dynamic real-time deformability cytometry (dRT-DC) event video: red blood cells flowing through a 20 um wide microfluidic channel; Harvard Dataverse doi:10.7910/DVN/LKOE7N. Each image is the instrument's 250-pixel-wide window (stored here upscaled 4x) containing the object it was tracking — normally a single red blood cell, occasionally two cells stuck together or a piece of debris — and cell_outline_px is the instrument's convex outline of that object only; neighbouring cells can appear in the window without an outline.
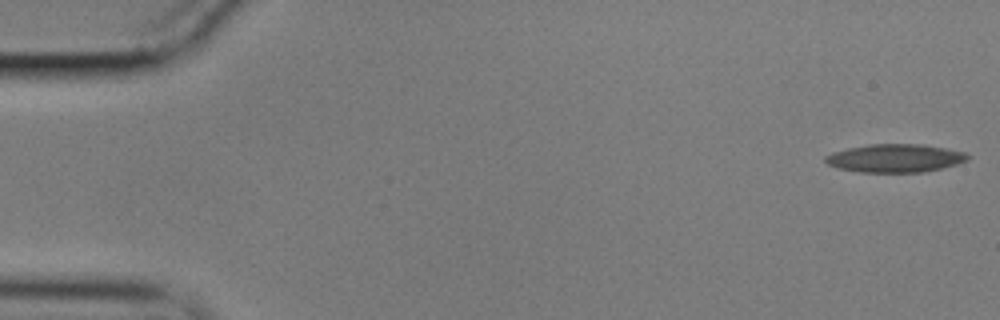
{"species": "common noctule bat (a hibernating species)", "species_latin": "Nyctalus noctula", "temperature_condition": "cold", "stored_images_in_passage": 56, "camera_frame_rate_fps": 3000, "um_per_image_px": 0.085, "animal": {"sex": "male", "body_mass_g": 17.9}, "frame": {"image": 1, "passage_image": 1, "time_ms": 0.0, "image_size_px": [1000, 320], "cell_outline_px": [[972, 156], [968, 160], [956, 164], [924, 172], [860, 172], [840, 168], [828, 164], [824, 160], [824, 156], [832, 152], [848, 148], [868, 144], [924, 144], [964, 152]], "centroid_in_image_um": [76.09, 13.44], "position_along_channel_um": 8.9, "area_um2": 23.35}}
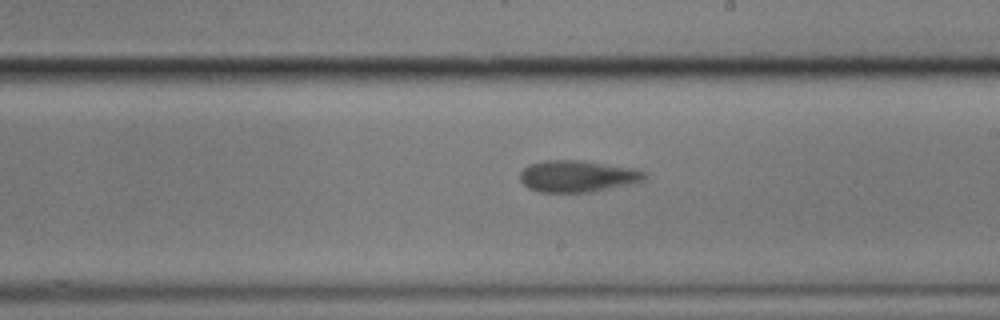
{"frame": {"image": 2, "passage_image": 32, "time_ms": 10.333, "image_size_px": [1000, 320], "cell_outline_px": [[648, 176], [644, 180], [632, 184], [592, 192], [540, 192], [528, 188], [520, 180], [520, 172], [528, 164], [548, 160], [580, 160], [636, 168], [648, 172]], "centroid_in_image_um": [49.14, 14.98], "position_along_channel_um": 239.9, "area_um2": 23.29}}
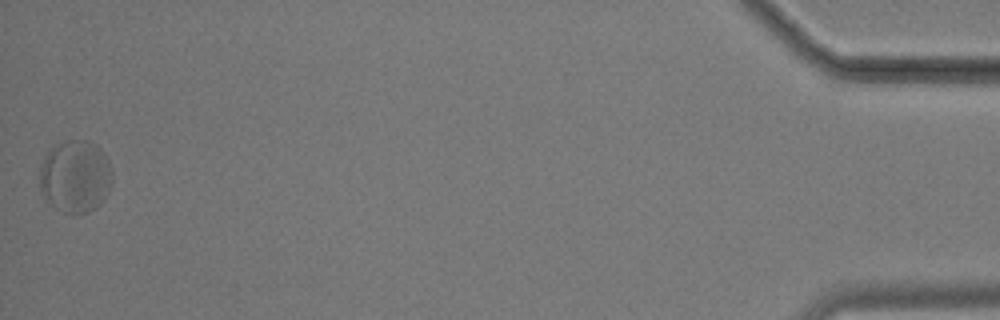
{"frame": {"image": 3, "passage_image": 56, "time_ms": 18.333, "image_size_px": [1000, 320], "cell_outline_px": [[112, 184], [104, 200], [96, 208], [88, 212], [64, 212], [56, 208], [44, 200], [40, 188], [40, 164], [44, 156], [52, 148], [64, 140], [84, 140], [96, 144], [100, 148], [108, 160], [112, 168]], "centroid_in_image_um": [6.41, 14.99], "position_along_channel_um": 428.8, "area_um2": 30.92}, "authors_computed_cell_mechanics": {"area_um2": 23.4957, "velocity_mm_per_s": 3.5103, "shape_relaxation_time_tau1_ms": null, "shape_relaxation_time_tau2_ms": 1.5227, "deformation_change_tau1": null, "deformation_change_tau2": 0.0634}}